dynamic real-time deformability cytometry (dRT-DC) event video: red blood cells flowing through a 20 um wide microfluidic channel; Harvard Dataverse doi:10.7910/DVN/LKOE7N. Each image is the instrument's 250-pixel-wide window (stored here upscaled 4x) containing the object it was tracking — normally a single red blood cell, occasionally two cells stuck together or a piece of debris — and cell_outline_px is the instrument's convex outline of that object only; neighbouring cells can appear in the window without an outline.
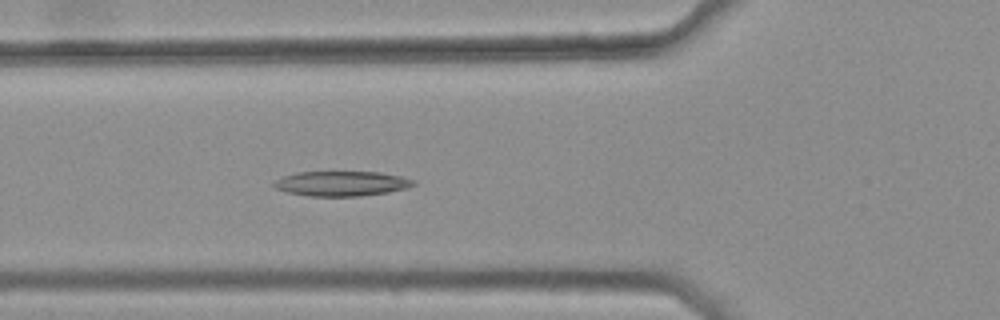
{"species": "common noctule bat (a hibernating species)", "species_latin": "Nyctalus noctula", "temperature_condition": "warm", "stored_images_in_passage": 44, "camera_frame_rate_fps": 3000, "um_per_image_px": 0.085, "animal": {"sex": "female", "body_mass_g": 25.1}, "frame": {"image": 1, "passage_image": 18, "time_ms": 5.667, "image_size_px": [1000, 320], "cell_outline_px": [[416, 184], [408, 188], [388, 192], [360, 196], [308, 196], [288, 192], [276, 188], [272, 184], [276, 180], [284, 176], [296, 172], [380, 172], [400, 176], [416, 180]], "centroid_in_image_um": [29.07, 15.6], "position_along_channel_um": 96.7, "area_um2": 20.23}}
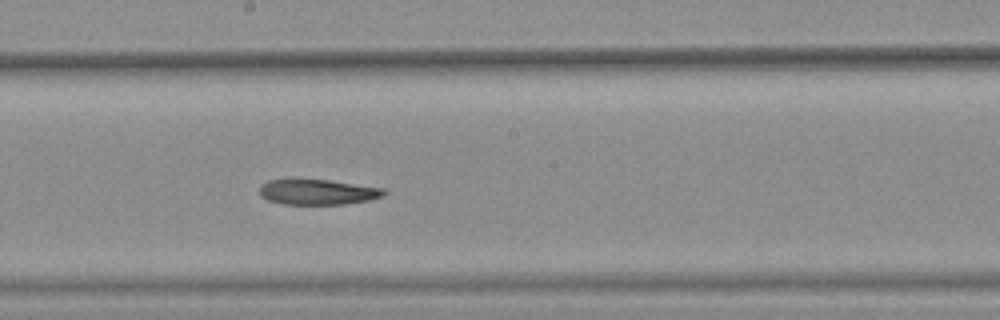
{"frame": {"image": 2, "passage_image": 28, "time_ms": 9.0, "image_size_px": [1000, 320], "cell_outline_px": [[388, 192], [384, 196], [368, 200], [344, 204], [284, 204], [268, 200], [260, 196], [260, 184], [268, 180], [328, 180], [384, 188]], "centroid_in_image_um": [27.02, 16.32], "position_along_channel_um": 221.2, "area_um2": 18.26}}
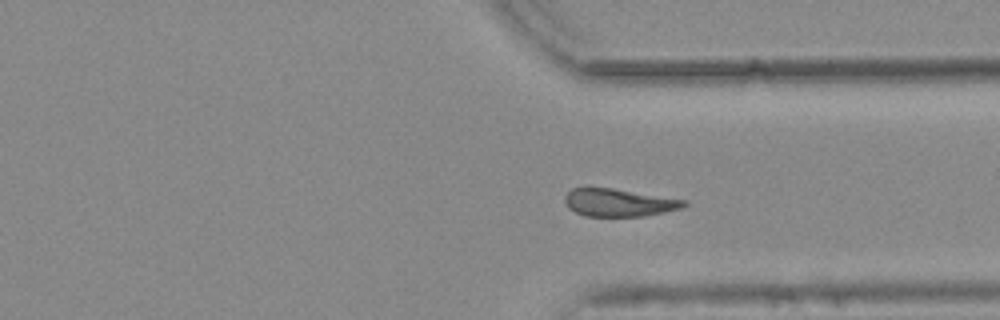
{"frame": {"image": 3, "passage_image": 39, "time_ms": 12.667, "image_size_px": [1000, 320], "cell_outline_px": [[688, 204], [684, 208], [644, 216], [584, 216], [568, 208], [564, 200], [564, 196], [572, 188], [612, 188], [688, 200]], "centroid_in_image_um": [52.63, 17.22], "position_along_channel_um": 358.8, "area_um2": 19.31}}